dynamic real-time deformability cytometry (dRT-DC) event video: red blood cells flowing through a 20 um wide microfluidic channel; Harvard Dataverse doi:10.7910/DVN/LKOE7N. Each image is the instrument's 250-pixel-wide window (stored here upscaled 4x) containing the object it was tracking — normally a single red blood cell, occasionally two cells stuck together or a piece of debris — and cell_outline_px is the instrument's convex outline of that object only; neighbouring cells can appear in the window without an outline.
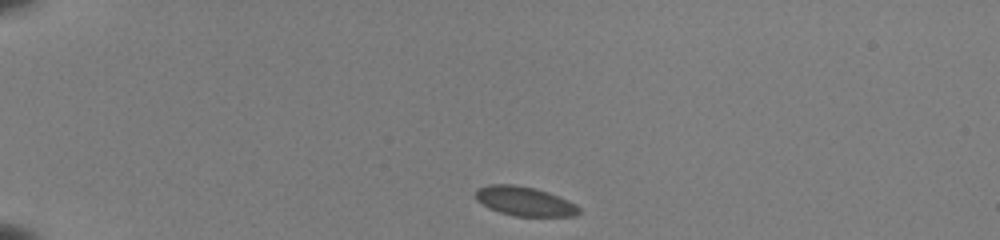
{"species": "common noctule bat (a hibernating species)", "species_latin": "Nyctalus noctula", "temperature_condition": "room temperature", "stored_images_in_passage": 43, "camera_frame_rate_fps": 3000, "um_per_image_px": 0.085, "animal": {"sex": "female", "body_mass_g": 22.0, "forearm_length_mm": 56.7}, "frame": {"image": 1, "passage_image": 1, "time_ms": 0.0, "image_size_px": [1000, 240], "cell_outline_px": [[580, 212], [576, 216], [516, 216], [500, 212], [488, 208], [476, 200], [476, 192], [480, 188], [488, 184], [512, 184], [532, 188], [548, 192], [568, 200], [576, 204], [580, 208]], "centroid_in_image_um": [44.6, 17.11], "position_along_channel_um": 40.4, "area_um2": 17.51}}
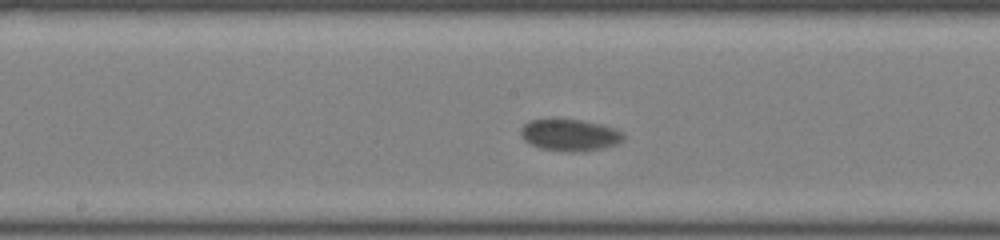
{"frame": {"image": 2, "passage_image": 19, "time_ms": 6.0, "image_size_px": [1000, 240], "cell_outline_px": [[624, 140], [616, 144], [584, 152], [568, 152], [540, 148], [524, 140], [520, 132], [520, 128], [524, 124], [532, 120], [580, 120], [600, 124], [612, 128], [620, 132], [624, 136]], "centroid_in_image_um": [48.42, 11.5], "position_along_channel_um": 199.8, "area_um2": 18.67}}
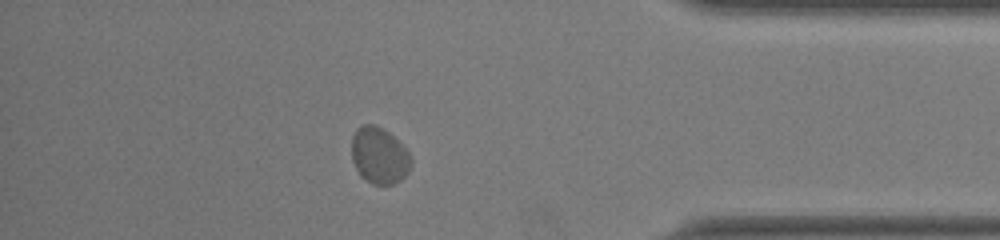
{"frame": {"image": 3, "passage_image": 37, "time_ms": 12.0, "image_size_px": [1000, 240], "cell_outline_px": [[412, 164], [408, 172], [400, 180], [392, 184], [372, 184], [360, 176], [352, 160], [352, 136], [356, 128], [360, 124], [376, 124], [388, 132], [408, 152], [412, 160]], "centroid_in_image_um": [32.21, 13.21], "position_along_channel_um": 403.0, "area_um2": 19.54}, "authors_computed_cell_mechanics": {"area_um2": 18.6116, "velocity_mm_per_s": 3.7082, "shape_relaxation_time_tau1_ms": 0.6033, "shape_relaxation_time_tau2_ms": null, "deformation_change_tau1": 0.0325, "deformation_change_tau2": null}}